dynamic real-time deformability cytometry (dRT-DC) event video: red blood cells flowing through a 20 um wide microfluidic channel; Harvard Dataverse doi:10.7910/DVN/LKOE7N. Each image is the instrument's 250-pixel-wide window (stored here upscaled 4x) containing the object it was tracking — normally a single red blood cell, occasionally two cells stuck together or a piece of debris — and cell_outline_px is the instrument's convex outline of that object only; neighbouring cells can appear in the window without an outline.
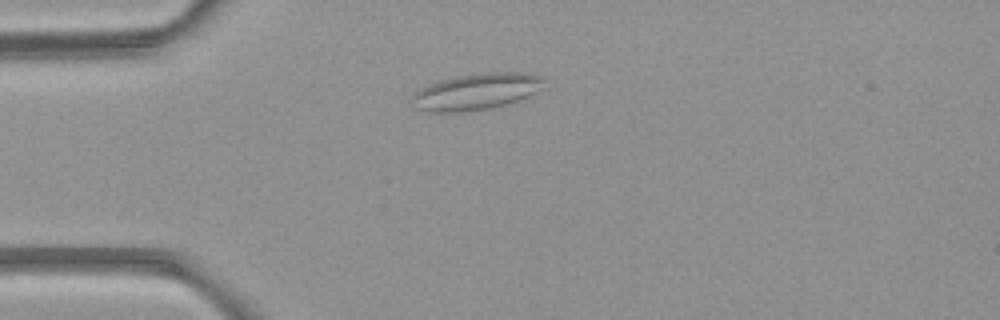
{"species": "common noctule bat (a hibernating species)", "species_latin": "Nyctalus noctula", "temperature_condition": "room temperature", "stored_images_in_passage": 4, "camera_frame_rate_fps": 3000, "um_per_image_px": 0.085, "animal": {"sex": "female", "body_mass_g": 21.9}, "frame": {"image": 1, "passage_image": 3, "time_ms": 3.333, "image_size_px": [1000, 320], "cell_outline_px": [[544, 80], [540, 88], [528, 96], [492, 108], [460, 112], [428, 112], [412, 108], [412, 96], [420, 88], [440, 80], [456, 76], [480, 72], [524, 72], [544, 76]], "centroid_in_image_um": [40.44, 7.78], "position_along_channel_um": 44.6, "area_um2": 28.09}}